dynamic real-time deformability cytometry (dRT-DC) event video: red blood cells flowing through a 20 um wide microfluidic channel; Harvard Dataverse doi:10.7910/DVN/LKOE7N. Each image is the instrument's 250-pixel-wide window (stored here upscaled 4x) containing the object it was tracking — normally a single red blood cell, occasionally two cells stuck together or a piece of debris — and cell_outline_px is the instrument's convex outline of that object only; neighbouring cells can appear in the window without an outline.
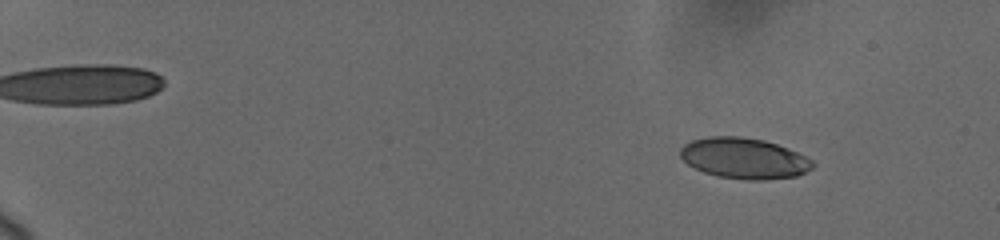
{"species": "human", "species_latin": "Homo sapiens", "temperature_condition": "cold", "stored_images_in_passage": 44, "camera_frame_rate_fps": 3000, "um_per_image_px": 0.085, "donor": {"sex": "female"}, "frame": {"image": 1, "passage_image": 2, "time_ms": 0.667, "image_size_px": [1000, 240], "cell_outline_px": [[816, 164], [812, 168], [796, 176], [764, 180], [748, 180], [720, 176], [704, 172], [688, 164], [680, 156], [680, 148], [684, 144], [692, 140], [708, 136], [740, 136], [764, 140], [788, 148], [812, 160]], "centroid_in_image_um": [63.24, 13.44], "position_along_channel_um": 21.8, "area_um2": 31.33}}
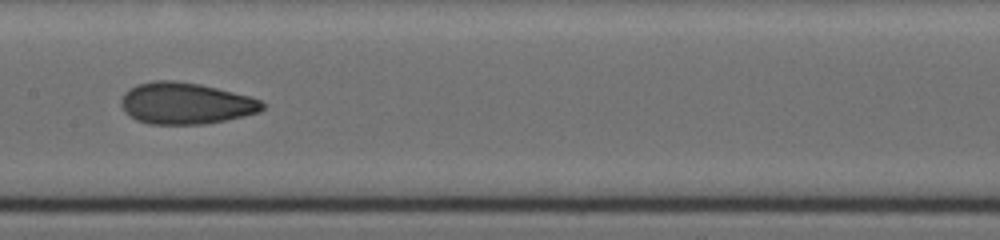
{"frame": {"image": 2, "passage_image": 25, "time_ms": 9.333, "image_size_px": [1000, 240], "cell_outline_px": [[264, 108], [260, 112], [244, 116], [204, 124], [148, 124], [136, 120], [124, 112], [120, 104], [120, 100], [124, 92], [136, 84], [156, 80], [172, 80], [200, 84], [248, 96], [260, 100], [264, 104]], "centroid_in_image_um": [15.73, 8.79], "position_along_channel_um": 191.7, "area_um2": 34.22}}
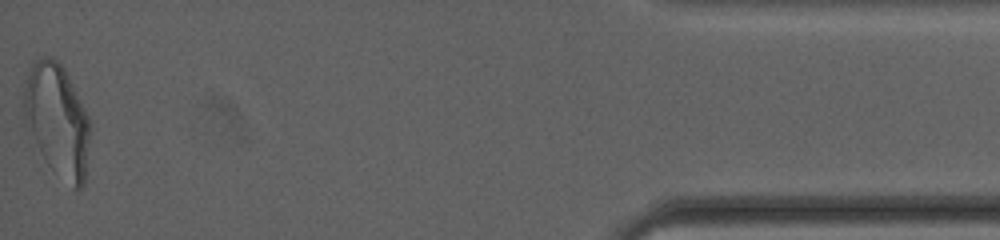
{"frame": {"image": 3, "passage_image": 43, "time_ms": 17.667, "image_size_px": [1000, 240], "cell_outline_px": [[92, 124], [84, 184], [80, 188], [72, 188], [44, 156], [24, 124], [24, 72], [36, 60], [44, 56], [52, 56], [64, 68]], "centroid_in_image_um": [4.86, 10.14], "position_along_channel_um": 430.3, "area_um2": 43.06}, "authors_computed_cell_mechanics": {"area_um2": 34.1309, "velocity_mm_per_s": 3.6998, "shape_relaxation_time_tau1_ms": 7.0874, "shape_relaxation_time_tau2_ms": 1.5591, "deformation_change_tau1": 0.2078, "deformation_change_tau2": 0.0642}}